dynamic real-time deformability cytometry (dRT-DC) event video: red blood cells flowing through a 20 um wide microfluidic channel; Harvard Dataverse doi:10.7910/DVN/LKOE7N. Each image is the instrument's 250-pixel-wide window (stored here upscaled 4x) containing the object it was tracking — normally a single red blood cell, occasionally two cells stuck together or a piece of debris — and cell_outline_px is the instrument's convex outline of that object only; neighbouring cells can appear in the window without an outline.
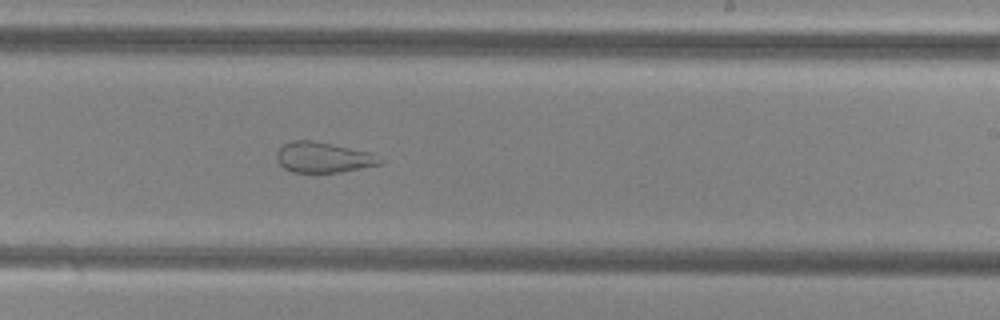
{"species": "common noctule bat (a hibernating species)", "species_latin": "Nyctalus noctula", "temperature_condition": "cold", "stored_images_in_passage": 50, "camera_frame_rate_fps": 3000, "um_per_image_px": 0.085, "animal": {"sex": "female", "body_mass_g": 29.2, "forearm_length_mm": 56.3}, "frame": {"image": 1, "passage_image": 34, "time_ms": 11.0, "image_size_px": [1000, 320], "cell_outline_px": [[384, 160], [380, 164], [340, 172], [316, 176], [292, 172], [284, 168], [276, 160], [276, 152], [284, 144], [292, 140], [312, 140], [368, 152]], "centroid_in_image_um": [27.4, 13.43], "position_along_channel_um": 261.6, "area_um2": 18.79}}
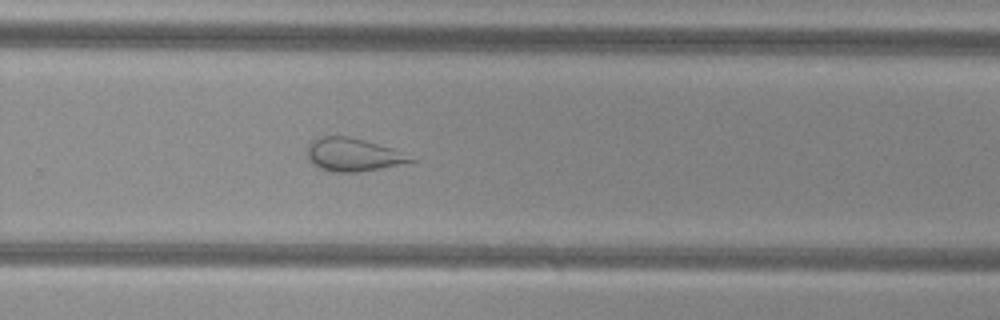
{"frame": {"image": 2, "passage_image": 37, "time_ms": 12.0, "image_size_px": [1000, 320], "cell_outline_px": [[416, 160], [400, 164], [360, 172], [332, 172], [320, 168], [312, 164], [308, 160], [308, 144], [312, 140], [320, 136], [348, 136], [364, 140], [392, 148]], "centroid_in_image_um": [29.93, 13.15], "position_along_channel_um": 299.9, "area_um2": 19.71}}
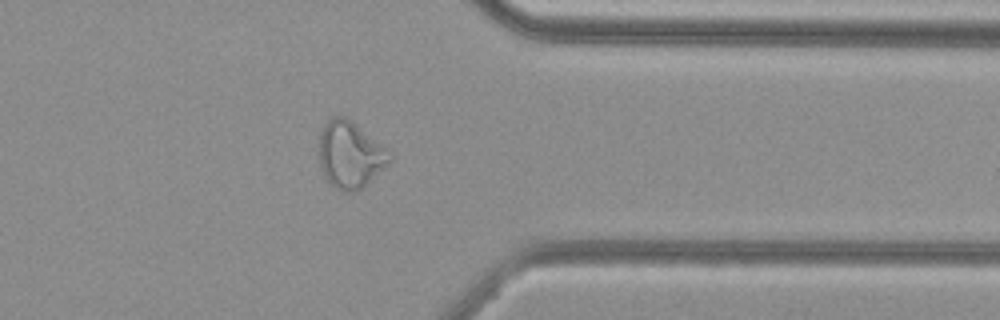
{"frame": {"image": 3, "passage_image": 44, "time_ms": 14.333, "image_size_px": [1000, 320], "cell_outline_px": [[392, 160], [360, 188], [352, 192], [340, 192], [328, 184], [320, 168], [316, 152], [320, 136], [324, 124], [332, 116], [344, 116], [356, 124], [392, 156]], "centroid_in_image_um": [29.65, 13.17], "position_along_channel_um": 381.7, "area_um2": 27.22}}